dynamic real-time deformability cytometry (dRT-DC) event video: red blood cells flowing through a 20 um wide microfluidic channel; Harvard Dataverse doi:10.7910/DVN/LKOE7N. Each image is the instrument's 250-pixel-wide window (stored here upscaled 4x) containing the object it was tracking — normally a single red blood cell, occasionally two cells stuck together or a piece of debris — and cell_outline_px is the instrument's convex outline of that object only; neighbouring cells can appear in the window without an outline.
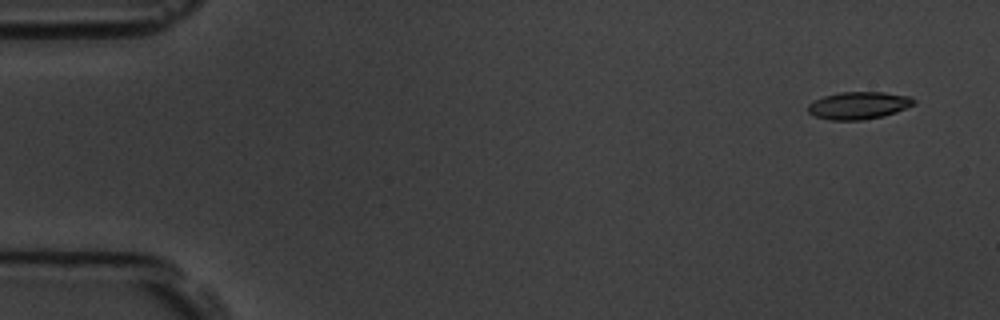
{"species": "common noctule bat (a hibernating species)", "species_latin": "Nyctalus noctula", "temperature_condition": "room temperature", "stored_images_in_passage": 4, "camera_frame_rate_fps": 3000, "um_per_image_px": 0.085, "animal": {"sex": "male", "body_mass_g": 19.5, "forearm_length_mm": 54.6}, "frame": {"image": 1, "passage_image": 1, "time_ms": 0.0, "image_size_px": [1000, 320], "cell_outline_px": [[916, 104], [896, 112], [884, 116], [860, 120], [828, 120], [816, 116], [808, 112], [808, 104], [824, 96], [840, 92], [884, 92], [912, 96], [916, 100]], "centroid_in_image_um": [73.03, 8.96], "position_along_channel_um": 12.0, "area_um2": 16.99}}